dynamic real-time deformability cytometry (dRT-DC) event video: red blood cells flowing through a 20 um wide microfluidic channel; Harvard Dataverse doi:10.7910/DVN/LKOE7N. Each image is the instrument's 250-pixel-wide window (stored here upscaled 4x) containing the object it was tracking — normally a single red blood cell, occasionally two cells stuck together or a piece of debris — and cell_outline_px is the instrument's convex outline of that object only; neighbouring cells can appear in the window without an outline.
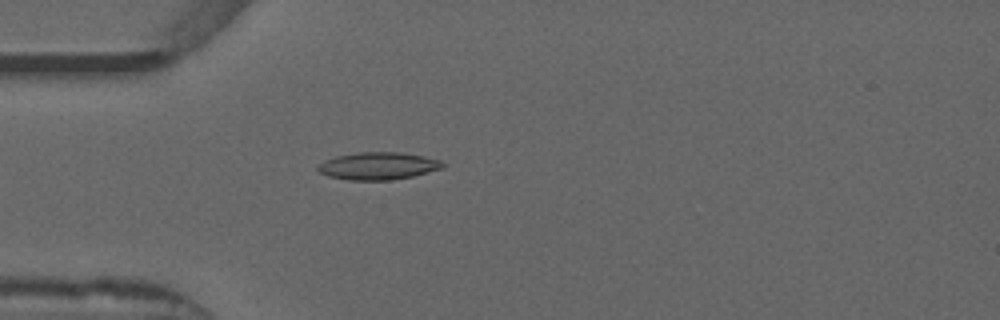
{"species": "common noctule bat (a hibernating species)", "species_latin": "Nyctalus noctula", "temperature_condition": "warm", "stored_images_in_passage": 43, "camera_frame_rate_fps": 3000, "um_per_image_px": 0.085, "animal": {"sex": "male", "forearm_length_mm": 52.5}, "frame": {"image": 1, "passage_image": 5, "time_ms": 1.333, "image_size_px": [1000, 320], "cell_outline_px": [[444, 168], [412, 176], [388, 180], [348, 180], [328, 176], [320, 172], [316, 168], [324, 160], [336, 156], [360, 152], [400, 152], [424, 156], [440, 160], [444, 164]], "centroid_in_image_um": [32.14, 14.1], "position_along_channel_um": 52.9, "area_um2": 19.88}}
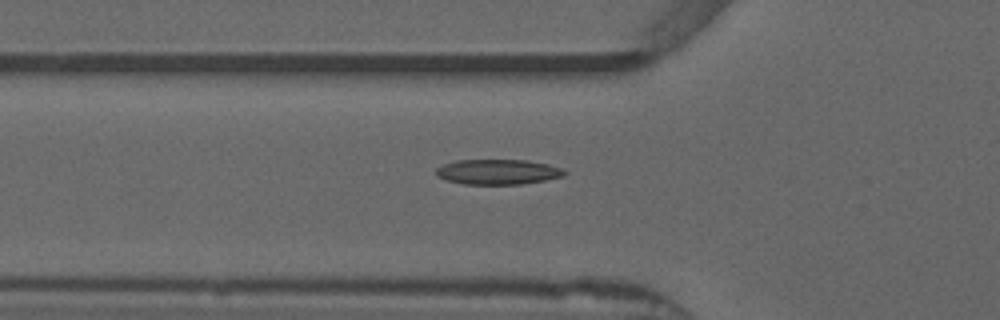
{"frame": {"image": 2, "passage_image": 8, "time_ms": 2.333, "image_size_px": [1000, 320], "cell_outline_px": [[568, 172], [564, 176], [544, 180], [520, 184], [464, 184], [444, 180], [436, 176], [436, 168], [444, 164], [456, 160], [528, 160], [548, 164], [564, 168]], "centroid_in_image_um": [42.33, 14.6], "position_along_channel_um": 83.5, "area_um2": 18.96}}
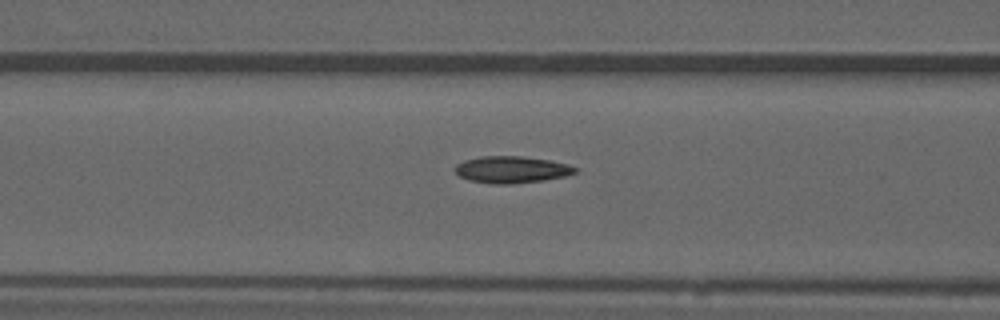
{"frame": {"image": 3, "passage_image": 11, "time_ms": 3.333, "image_size_px": [1000, 320], "cell_outline_px": [[576, 172], [564, 176], [544, 180], [512, 184], [496, 184], [468, 180], [460, 176], [452, 168], [456, 164], [464, 160], [480, 156], [524, 156], [548, 160], [568, 164], [576, 168]], "centroid_in_image_um": [43.44, 14.41], "position_along_channel_um": 123.2, "area_um2": 18.79}, "authors_computed_cell_mechanics": {"area_um2": 17.8024, "velocity_mm_per_s": 3.8916, "shape_relaxation_time_tau1_ms": null, "shape_relaxation_time_tau2_ms": 5.303, "deformation_change_tau1": null, "deformation_change_tau2": 0.1414}}